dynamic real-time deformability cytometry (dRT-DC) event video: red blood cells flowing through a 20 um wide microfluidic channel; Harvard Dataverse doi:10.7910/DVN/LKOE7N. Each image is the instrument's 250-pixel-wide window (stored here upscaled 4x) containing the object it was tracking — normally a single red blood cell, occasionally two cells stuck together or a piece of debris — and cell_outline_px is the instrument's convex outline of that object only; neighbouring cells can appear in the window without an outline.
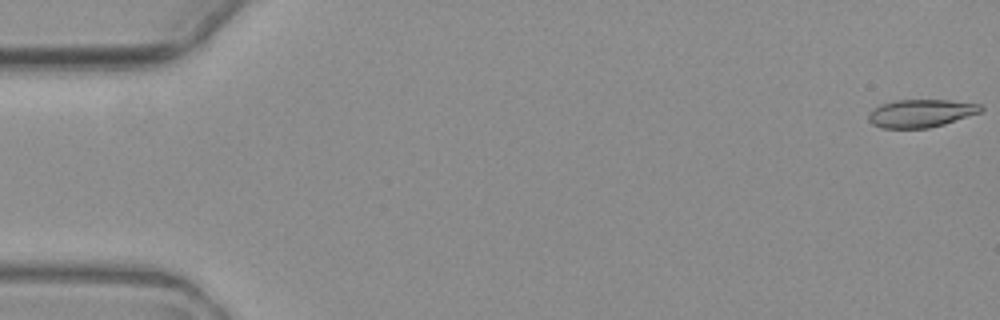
{"species": "common noctule bat (a hibernating species)", "species_latin": "Nyctalus noctula", "temperature_condition": "warm", "stored_images_in_passage": 9, "camera_frame_rate_fps": 3000, "um_per_image_px": 0.085, "animal": {"sex": "female", "body_mass_g": 19.3, "forearm_length_mm": 54.1}, "frame": {"image": 1, "passage_image": 1, "time_ms": 0.0, "image_size_px": [1000, 320], "cell_outline_px": [[984, 108], [980, 112], [944, 124], [928, 128], [880, 128], [872, 124], [868, 120], [868, 112], [880, 104], [896, 100], [948, 100], [980, 104]], "centroid_in_image_um": [78.23, 9.63], "position_along_channel_um": 6.8, "area_um2": 18.26}}
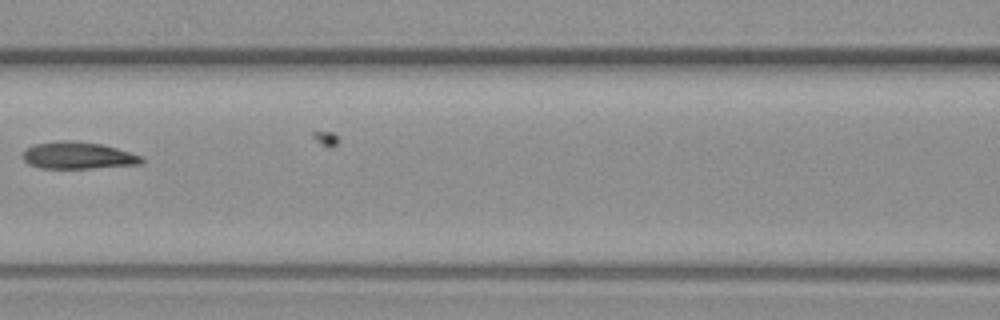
{"frame": {"image": 2, "passage_image": 7, "time_ms": 8.333, "image_size_px": [1000, 320], "cell_outline_px": [[144, 160], [140, 164], [92, 168], [40, 168], [28, 164], [20, 156], [28, 148], [36, 144], [56, 140], [76, 140], [100, 144], [116, 148], [140, 156]], "centroid_in_image_um": [6.58, 13.21], "position_along_channel_um": 160.0, "area_um2": 18.61}}
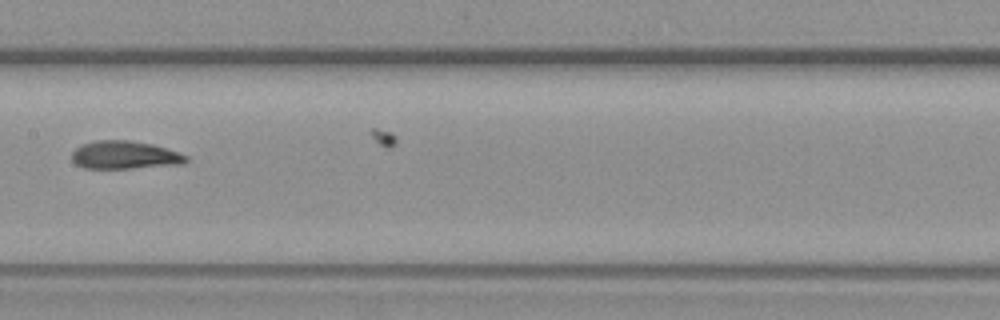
{"frame": {"image": 3, "passage_image": 8, "time_ms": 9.333, "image_size_px": [1000, 320], "cell_outline_px": [[188, 160], [184, 164], [132, 168], [84, 168], [76, 164], [72, 160], [72, 152], [80, 144], [96, 140], [128, 140], [152, 144], [180, 152], [188, 156]], "centroid_in_image_um": [10.61, 13.17], "position_along_channel_um": 196.8, "area_um2": 18.79}}